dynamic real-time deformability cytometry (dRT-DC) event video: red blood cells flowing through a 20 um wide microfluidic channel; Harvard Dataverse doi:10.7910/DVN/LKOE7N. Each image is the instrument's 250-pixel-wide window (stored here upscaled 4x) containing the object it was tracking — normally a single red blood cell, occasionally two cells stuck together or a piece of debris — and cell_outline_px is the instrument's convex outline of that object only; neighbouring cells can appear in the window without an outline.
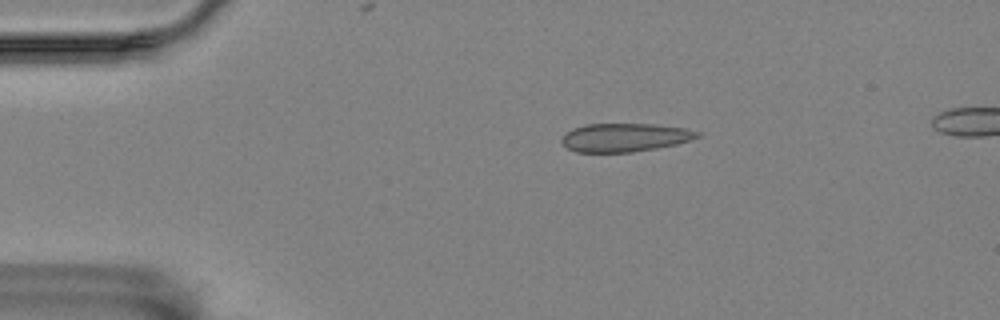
{"species": "Egyptian fruit bat (a non-hibernating species)", "species_latin": "Rousettus aegyptiacus", "temperature_condition": "room temperature", "stored_images_in_passage": 3, "camera_frame_rate_fps": 3000, "um_per_image_px": 0.085, "animal": {"sex": "female"}, "frame": {"image": 1, "passage_image": 1, "time_ms": 0.0, "image_size_px": [1000, 320], "cell_outline_px": [[700, 136], [676, 144], [656, 148], [632, 152], [576, 152], [568, 148], [560, 140], [572, 128], [588, 124], [652, 124], [684, 128], [700, 132]], "centroid_in_image_um": [53.09, 11.68], "position_along_channel_um": 31.9, "area_um2": 22.2}}